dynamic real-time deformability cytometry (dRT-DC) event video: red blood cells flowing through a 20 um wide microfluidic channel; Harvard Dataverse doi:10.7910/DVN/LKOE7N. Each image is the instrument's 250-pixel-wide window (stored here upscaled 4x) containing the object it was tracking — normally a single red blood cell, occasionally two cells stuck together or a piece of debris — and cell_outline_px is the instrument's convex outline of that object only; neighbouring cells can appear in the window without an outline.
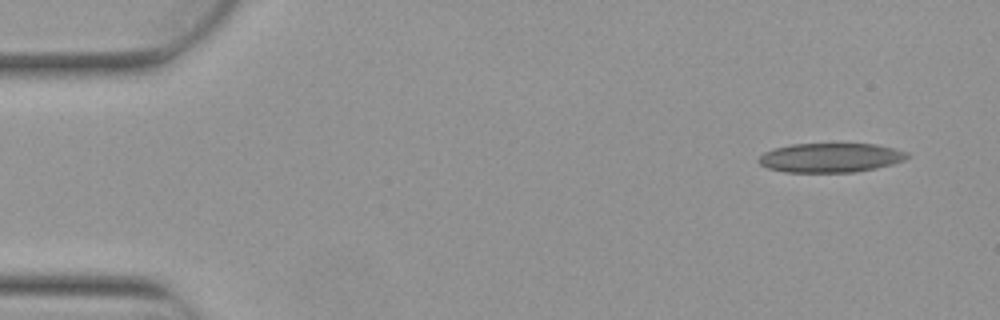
{"species": "Egyptian fruit bat (a non-hibernating species)", "species_latin": "Rousettus aegyptiacus", "temperature_condition": "warm", "stored_images_in_passage": 4, "camera_frame_rate_fps": 3000, "um_per_image_px": 0.085, "animal": {"sex": "female"}, "frame": {"image": 1, "passage_image": 1, "time_ms": 0.0, "image_size_px": [1000, 320], "cell_outline_px": [[908, 156], [904, 160], [892, 164], [876, 168], [856, 172], [784, 172], [768, 168], [760, 164], [756, 160], [764, 152], [776, 148], [792, 144], [876, 144], [908, 152]], "centroid_in_image_um": [70.58, 13.41], "position_along_channel_um": 14.4, "area_um2": 25.26}}
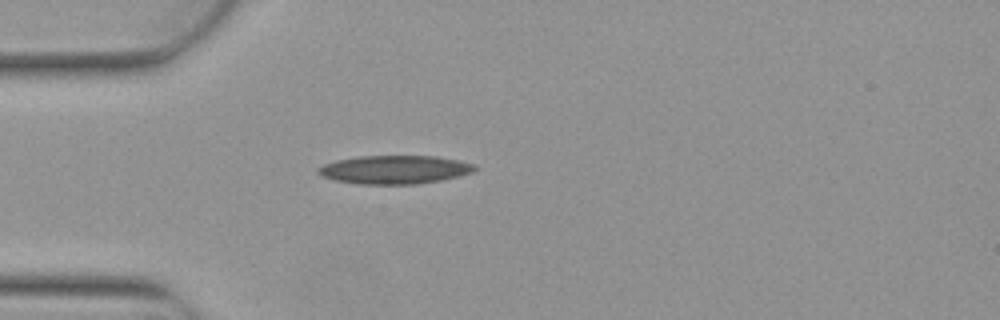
{"frame": {"image": 2, "passage_image": 4, "time_ms": 1.0, "image_size_px": [1000, 320], "cell_outline_px": [[476, 168], [472, 172], [460, 176], [440, 180], [416, 184], [356, 184], [336, 180], [324, 176], [316, 172], [316, 168], [324, 164], [336, 160], [360, 156], [436, 156], [460, 160], [476, 164]], "centroid_in_image_um": [33.56, 14.41], "position_along_channel_um": 51.4, "area_um2": 26.01}}